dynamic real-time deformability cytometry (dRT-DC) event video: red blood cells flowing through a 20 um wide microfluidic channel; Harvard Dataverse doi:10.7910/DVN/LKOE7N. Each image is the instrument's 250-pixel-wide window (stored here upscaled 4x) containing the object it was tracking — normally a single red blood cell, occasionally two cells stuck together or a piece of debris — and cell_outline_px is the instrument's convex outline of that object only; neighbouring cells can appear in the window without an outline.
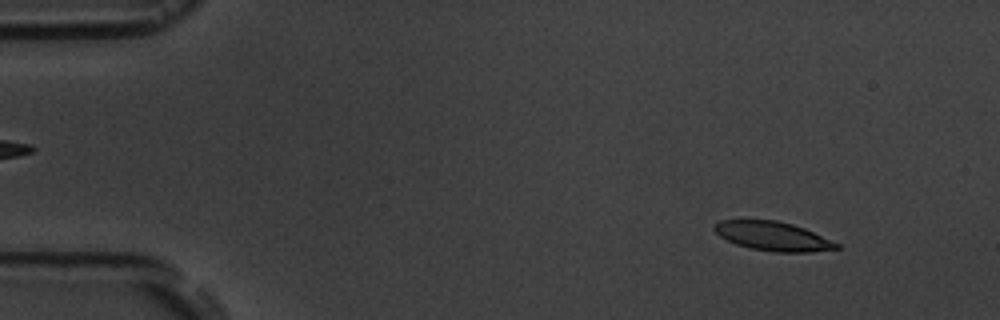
{"species": "common noctule bat (a hibernating species)", "species_latin": "Nyctalus noctula", "temperature_condition": "room temperature", "stored_images_in_passage": 4, "camera_frame_rate_fps": 3000, "um_per_image_px": 0.085, "animal": {"sex": "male", "body_mass_g": 19.5, "forearm_length_mm": 54.6}, "frame": {"image": 1, "passage_image": 1, "time_ms": 0.0, "image_size_px": [1000, 320], "cell_outline_px": [[840, 248], [808, 252], [776, 252], [752, 248], [736, 244], [720, 236], [712, 228], [712, 224], [720, 220], [776, 220], [792, 224], [804, 228], [840, 244]], "centroid_in_image_um": [65.67, 20.06], "position_along_channel_um": 19.3, "area_um2": 20.52}}
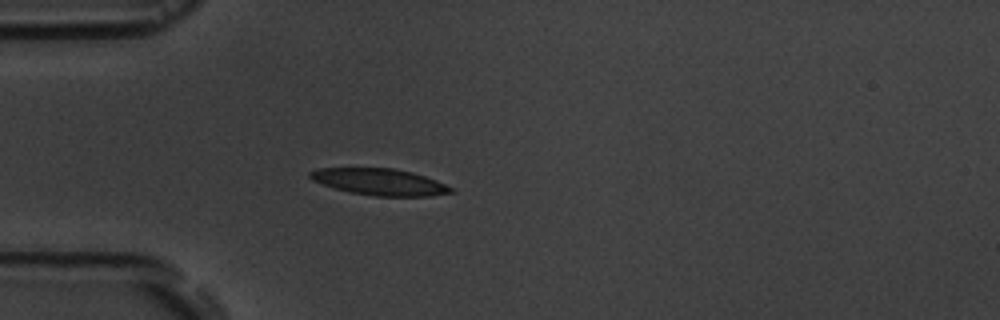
{"frame": {"image": 2, "passage_image": 4, "time_ms": 3.333, "image_size_px": [1000, 320], "cell_outline_px": [[456, 192], [432, 196], [376, 196], [352, 192], [336, 188], [312, 180], [308, 176], [308, 172], [320, 168], [392, 168], [412, 172], [436, 180], [456, 188]], "centroid_in_image_um": [32.34, 15.46], "position_along_channel_um": 52.7, "area_um2": 21.79}}